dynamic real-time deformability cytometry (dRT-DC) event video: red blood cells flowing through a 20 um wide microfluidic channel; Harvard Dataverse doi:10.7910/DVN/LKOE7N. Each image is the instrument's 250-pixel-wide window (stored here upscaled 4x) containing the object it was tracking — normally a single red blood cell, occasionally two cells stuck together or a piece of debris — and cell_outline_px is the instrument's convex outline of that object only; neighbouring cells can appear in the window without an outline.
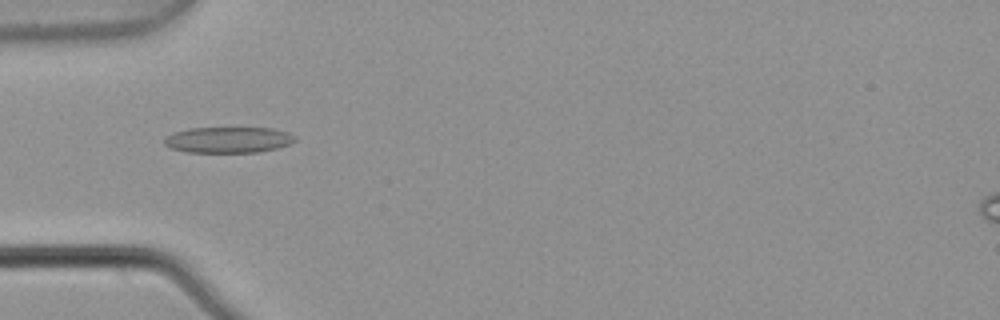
{"species": "common noctule bat (a hibernating species)", "species_latin": "Nyctalus noctula", "temperature_condition": "warm", "stored_images_in_passage": 7, "camera_frame_rate_fps": 3000, "um_per_image_px": 0.085, "animal": {"sex": "male", "body_mass_g": 21.5, "forearm_length_mm": 52.0}, "frame": {"image": 1, "passage_image": 5, "time_ms": 1.333, "image_size_px": [1000, 320], "cell_outline_px": [[296, 140], [288, 144], [276, 148], [260, 152], [188, 152], [172, 148], [164, 144], [164, 140], [168, 136], [176, 132], [188, 128], [272, 128], [288, 132], [296, 136]], "centroid_in_image_um": [19.44, 11.88], "position_along_channel_um": 65.6, "area_um2": 19.59}}
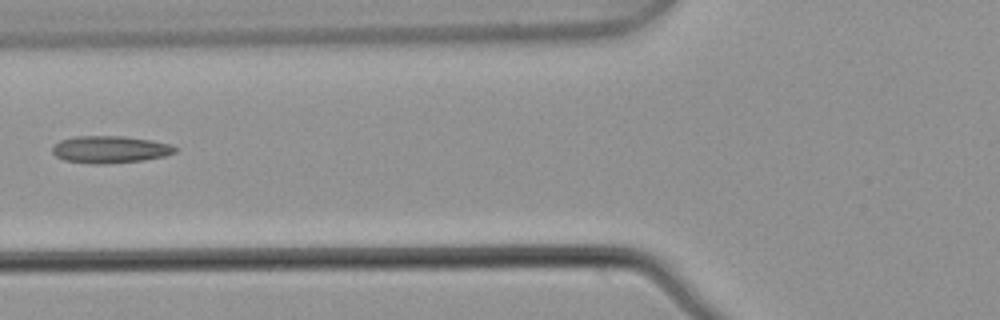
{"frame": {"image": 2, "passage_image": 6, "time_ms": 1.667, "image_size_px": [1000, 320], "cell_outline_px": [[176, 152], [164, 156], [144, 160], [104, 164], [92, 164], [64, 160], [56, 156], [52, 152], [52, 148], [60, 140], [76, 136], [124, 136], [152, 140], [168, 144], [176, 148]], "centroid_in_image_um": [9.33, 12.7], "position_along_channel_um": 116.5, "area_um2": 19.36}}
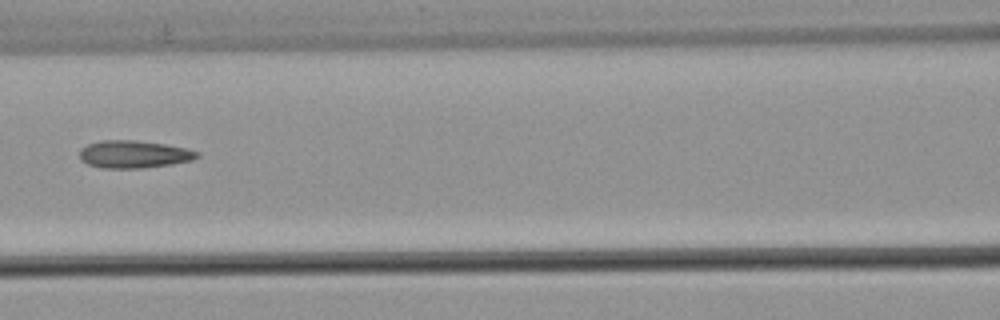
{"frame": {"image": 3, "passage_image": 7, "time_ms": 2.0, "image_size_px": [1000, 320], "cell_outline_px": [[200, 156], [192, 160], [172, 164], [140, 168], [104, 168], [88, 164], [80, 160], [80, 148], [88, 144], [100, 140], [132, 140], [164, 144], [188, 148], [200, 152]], "centroid_in_image_um": [11.39, 13.11], "position_along_channel_um": 155.2, "area_um2": 18.9}}